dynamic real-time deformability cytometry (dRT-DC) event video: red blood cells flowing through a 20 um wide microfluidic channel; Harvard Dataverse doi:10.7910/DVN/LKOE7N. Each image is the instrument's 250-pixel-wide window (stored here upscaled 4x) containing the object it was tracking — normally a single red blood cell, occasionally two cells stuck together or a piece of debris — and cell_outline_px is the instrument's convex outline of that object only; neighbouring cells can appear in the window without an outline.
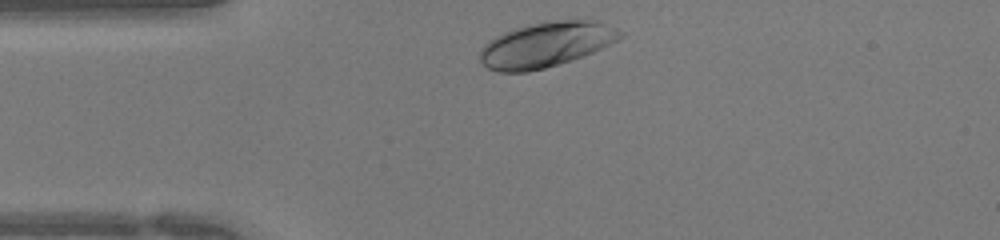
{"species": "human", "species_latin": "Homo sapiens", "temperature_condition": "warm", "stored_images_in_passage": 27, "camera_frame_rate_fps": 3000, "um_per_image_px": 0.085, "donor": {"sex": "female"}, "frame": {"image": 1, "passage_image": 1, "time_ms": 0.0, "image_size_px": [1000, 240], "cell_outline_px": [[624, 36], [592, 52], [544, 68], [528, 72], [496, 72], [488, 68], [480, 60], [480, 48], [488, 40], [512, 28], [528, 24], [556, 20], [596, 20], [616, 28], [624, 32]], "centroid_in_image_um": [46.37, 3.78], "position_along_channel_um": 38.6, "area_um2": 36.59}}
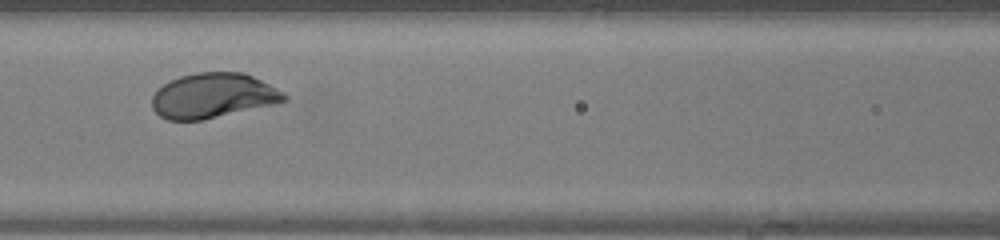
{"frame": {"image": 2, "passage_image": 10, "time_ms": 3.0, "image_size_px": [1000, 240], "cell_outline_px": [[288, 100], [276, 104], [200, 120], [168, 120], [160, 116], [152, 108], [152, 96], [164, 84], [180, 76], [196, 72], [244, 72], [284, 92], [288, 96]], "centroid_in_image_um": [18.13, 8.13], "position_along_channel_um": 148.5, "area_um2": 34.39}}
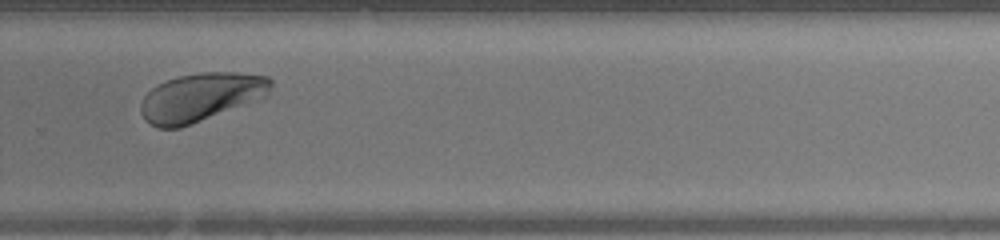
{"frame": {"image": 3, "passage_image": 21, "time_ms": 6.667, "image_size_px": [1000, 240], "cell_outline_px": [[272, 84], [268, 92], [260, 100], [192, 124], [180, 128], [160, 128], [144, 120], [140, 112], [140, 104], [144, 96], [152, 88], [168, 80], [180, 76], [204, 72], [236, 72], [268, 76], [272, 80]], "centroid_in_image_um": [17.09, 8.27], "position_along_channel_um": 312.7, "area_um2": 36.7}}